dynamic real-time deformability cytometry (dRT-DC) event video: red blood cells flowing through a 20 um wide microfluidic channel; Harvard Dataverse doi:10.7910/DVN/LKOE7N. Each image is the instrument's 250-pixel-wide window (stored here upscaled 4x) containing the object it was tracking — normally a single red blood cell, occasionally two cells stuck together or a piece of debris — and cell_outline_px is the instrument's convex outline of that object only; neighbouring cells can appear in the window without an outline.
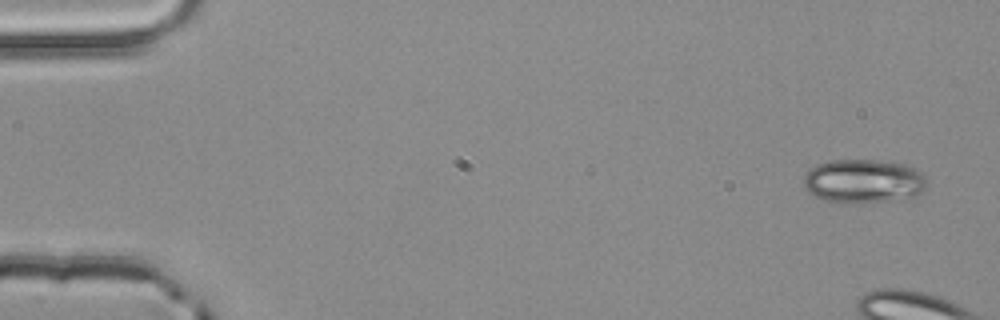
{"species": "common noctule bat (a hibernating species)", "species_latin": "Nyctalus noctula", "temperature_condition": "room temperature", "stored_images_in_passage": 4, "camera_frame_rate_fps": 3000, "um_per_image_px": 0.085, "animal": {"sex": "male", "body_mass_g": 20.4}, "frame": {"image": 1, "passage_image": 1, "time_ms": 0.0, "image_size_px": [1000, 320], "cell_outline_px": [[924, 188], [916, 196], [908, 200], [824, 200], [808, 192], [804, 184], [804, 176], [816, 164], [832, 160], [876, 160], [904, 164], [920, 172], [924, 176]], "centroid_in_image_um": [73.41, 15.36], "position_along_channel_um": 11.6, "area_um2": 30.46}}